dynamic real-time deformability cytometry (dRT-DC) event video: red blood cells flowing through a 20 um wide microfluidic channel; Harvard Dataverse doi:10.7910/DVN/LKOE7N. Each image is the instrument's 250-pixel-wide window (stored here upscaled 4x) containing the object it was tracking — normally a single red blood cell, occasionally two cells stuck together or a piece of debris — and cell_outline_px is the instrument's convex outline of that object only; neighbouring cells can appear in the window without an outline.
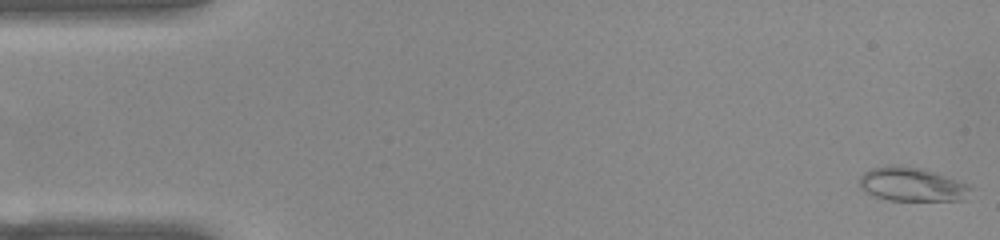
{"species": "common noctule bat (a hibernating species)", "species_latin": "Nyctalus noctula", "temperature_condition": "warm", "stored_images_in_passage": 53, "camera_frame_rate_fps": 3000, "um_per_image_px": 0.085, "animal": {"sex": "female", "body_mass_g": 22.0, "forearm_length_mm": 56.7}, "frame": {"image": 1, "passage_image": 1, "time_ms": 0.0, "image_size_px": [1000, 240], "cell_outline_px": [[972, 188], [964, 200], [888, 200], [876, 196], [860, 188], [860, 176], [864, 172], [872, 168], [900, 164], [920, 168], [968, 184]], "centroid_in_image_um": [77.5, 15.67], "position_along_channel_um": 7.5, "area_um2": 21.56}}
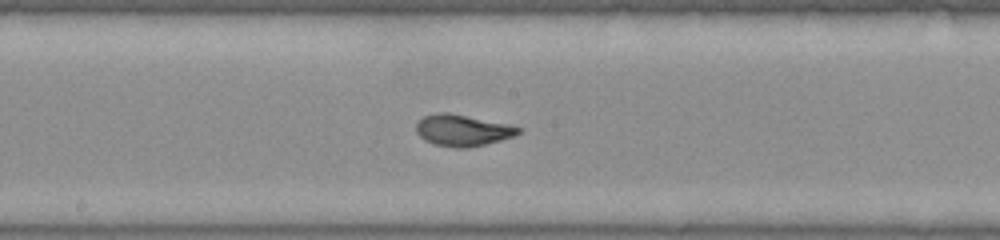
{"frame": {"image": 2, "passage_image": 27, "time_ms": 8.667, "image_size_px": [1000, 240], "cell_outline_px": [[524, 128], [520, 132], [512, 136], [500, 140], [468, 148], [456, 148], [436, 144], [424, 140], [416, 132], [416, 124], [424, 116], [436, 112], [448, 112], [508, 124]], "centroid_in_image_um": [39.31, 11.07], "position_along_channel_um": 208.9, "area_um2": 18.61}}
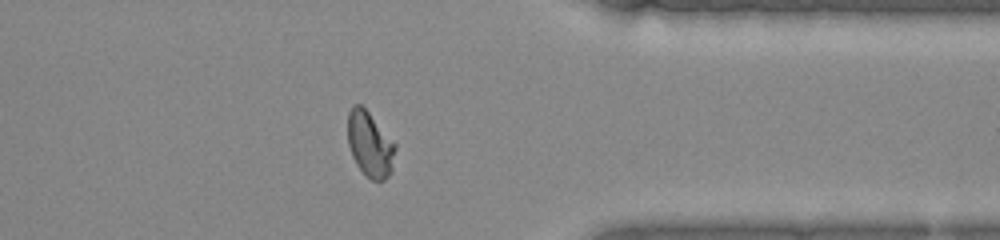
{"frame": {"image": 3, "passage_image": 41, "time_ms": 13.333, "image_size_px": [1000, 240], "cell_outline_px": [[396, 148], [392, 172], [384, 180], [372, 180], [356, 164], [352, 156], [348, 144], [348, 112], [352, 104], [360, 104], [368, 112], [396, 144]], "centroid_in_image_um": [31.45, 12.26], "position_along_channel_um": 380.0, "area_um2": 17.98}, "authors_computed_cell_mechanics": {"area_um2": 18.6116, "velocity_mm_per_s": 3.904, "shape_relaxation_time_tau1_ms": 8.7924, "shape_relaxation_time_tau2_ms": 0.7084, "deformation_change_tau1": 0.279, "deformation_change_tau2": 0.052}}